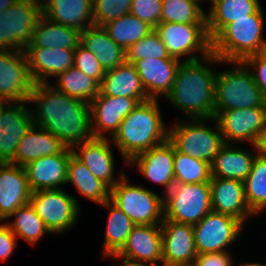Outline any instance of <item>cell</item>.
I'll list each match as a JSON object with an SVG mask.
<instances>
[{"mask_svg": "<svg viewBox=\"0 0 266 266\" xmlns=\"http://www.w3.org/2000/svg\"><path fill=\"white\" fill-rule=\"evenodd\" d=\"M25 1H32V2H36V3H41V0H25Z\"/></svg>", "mask_w": 266, "mask_h": 266, "instance_id": "54", "label": "cell"}, {"mask_svg": "<svg viewBox=\"0 0 266 266\" xmlns=\"http://www.w3.org/2000/svg\"><path fill=\"white\" fill-rule=\"evenodd\" d=\"M80 44L96 56L105 71L126 61V51L109 37L103 26L92 25L81 31Z\"/></svg>", "mask_w": 266, "mask_h": 266, "instance_id": "31", "label": "cell"}, {"mask_svg": "<svg viewBox=\"0 0 266 266\" xmlns=\"http://www.w3.org/2000/svg\"><path fill=\"white\" fill-rule=\"evenodd\" d=\"M174 177L175 183H209L211 167L209 163L192 158L174 148Z\"/></svg>", "mask_w": 266, "mask_h": 266, "instance_id": "40", "label": "cell"}, {"mask_svg": "<svg viewBox=\"0 0 266 266\" xmlns=\"http://www.w3.org/2000/svg\"><path fill=\"white\" fill-rule=\"evenodd\" d=\"M42 15L52 22L84 31L94 25L93 0H44Z\"/></svg>", "mask_w": 266, "mask_h": 266, "instance_id": "26", "label": "cell"}, {"mask_svg": "<svg viewBox=\"0 0 266 266\" xmlns=\"http://www.w3.org/2000/svg\"><path fill=\"white\" fill-rule=\"evenodd\" d=\"M211 3L206 12V27L212 40L226 25L235 19L249 18L256 13L261 4L259 0H209Z\"/></svg>", "mask_w": 266, "mask_h": 266, "instance_id": "29", "label": "cell"}, {"mask_svg": "<svg viewBox=\"0 0 266 266\" xmlns=\"http://www.w3.org/2000/svg\"><path fill=\"white\" fill-rule=\"evenodd\" d=\"M184 119L169 127L168 140L176 150L211 165L225 144L216 119ZM209 121L214 122L213 128H210Z\"/></svg>", "mask_w": 266, "mask_h": 266, "instance_id": "6", "label": "cell"}, {"mask_svg": "<svg viewBox=\"0 0 266 266\" xmlns=\"http://www.w3.org/2000/svg\"><path fill=\"white\" fill-rule=\"evenodd\" d=\"M231 68L219 71L215 80V115L219 111L266 107L251 70L243 61H225ZM232 64V65H231Z\"/></svg>", "mask_w": 266, "mask_h": 266, "instance_id": "5", "label": "cell"}, {"mask_svg": "<svg viewBox=\"0 0 266 266\" xmlns=\"http://www.w3.org/2000/svg\"><path fill=\"white\" fill-rule=\"evenodd\" d=\"M17 237L5 223H0V261H7L17 247Z\"/></svg>", "mask_w": 266, "mask_h": 266, "instance_id": "46", "label": "cell"}, {"mask_svg": "<svg viewBox=\"0 0 266 266\" xmlns=\"http://www.w3.org/2000/svg\"><path fill=\"white\" fill-rule=\"evenodd\" d=\"M17 0H0V13L11 7Z\"/></svg>", "mask_w": 266, "mask_h": 266, "instance_id": "50", "label": "cell"}, {"mask_svg": "<svg viewBox=\"0 0 266 266\" xmlns=\"http://www.w3.org/2000/svg\"><path fill=\"white\" fill-rule=\"evenodd\" d=\"M193 227L198 254L229 251L227 247L233 245L245 229V225L235 217L214 211Z\"/></svg>", "mask_w": 266, "mask_h": 266, "instance_id": "11", "label": "cell"}, {"mask_svg": "<svg viewBox=\"0 0 266 266\" xmlns=\"http://www.w3.org/2000/svg\"><path fill=\"white\" fill-rule=\"evenodd\" d=\"M216 119L226 144L241 141L254 145L258 135L266 128V107H253L219 111Z\"/></svg>", "mask_w": 266, "mask_h": 266, "instance_id": "14", "label": "cell"}, {"mask_svg": "<svg viewBox=\"0 0 266 266\" xmlns=\"http://www.w3.org/2000/svg\"><path fill=\"white\" fill-rule=\"evenodd\" d=\"M161 22L206 23L200 0H162Z\"/></svg>", "mask_w": 266, "mask_h": 266, "instance_id": "39", "label": "cell"}, {"mask_svg": "<svg viewBox=\"0 0 266 266\" xmlns=\"http://www.w3.org/2000/svg\"><path fill=\"white\" fill-rule=\"evenodd\" d=\"M3 28V50H25L30 44L34 27L42 16V4L17 0L0 13Z\"/></svg>", "mask_w": 266, "mask_h": 266, "instance_id": "12", "label": "cell"}, {"mask_svg": "<svg viewBox=\"0 0 266 266\" xmlns=\"http://www.w3.org/2000/svg\"><path fill=\"white\" fill-rule=\"evenodd\" d=\"M80 42L81 31L52 22L42 15L27 47L76 49Z\"/></svg>", "mask_w": 266, "mask_h": 266, "instance_id": "32", "label": "cell"}, {"mask_svg": "<svg viewBox=\"0 0 266 266\" xmlns=\"http://www.w3.org/2000/svg\"><path fill=\"white\" fill-rule=\"evenodd\" d=\"M146 58L176 59L168 54L164 43L155 29L126 50V61L129 63L134 64L137 60Z\"/></svg>", "mask_w": 266, "mask_h": 266, "instance_id": "41", "label": "cell"}, {"mask_svg": "<svg viewBox=\"0 0 266 266\" xmlns=\"http://www.w3.org/2000/svg\"><path fill=\"white\" fill-rule=\"evenodd\" d=\"M139 104L135 98L113 97L101 92L89 103L94 138L111 139L122 120Z\"/></svg>", "mask_w": 266, "mask_h": 266, "instance_id": "16", "label": "cell"}, {"mask_svg": "<svg viewBox=\"0 0 266 266\" xmlns=\"http://www.w3.org/2000/svg\"><path fill=\"white\" fill-rule=\"evenodd\" d=\"M109 37L125 51L154 28L132 14L123 15L103 25Z\"/></svg>", "mask_w": 266, "mask_h": 266, "instance_id": "37", "label": "cell"}, {"mask_svg": "<svg viewBox=\"0 0 266 266\" xmlns=\"http://www.w3.org/2000/svg\"><path fill=\"white\" fill-rule=\"evenodd\" d=\"M162 266H174L195 262L197 250L194 241L193 225L163 219Z\"/></svg>", "mask_w": 266, "mask_h": 266, "instance_id": "19", "label": "cell"}, {"mask_svg": "<svg viewBox=\"0 0 266 266\" xmlns=\"http://www.w3.org/2000/svg\"><path fill=\"white\" fill-rule=\"evenodd\" d=\"M245 198L250 210L260 215L266 210V159L256 156L249 175L245 178Z\"/></svg>", "mask_w": 266, "mask_h": 266, "instance_id": "38", "label": "cell"}, {"mask_svg": "<svg viewBox=\"0 0 266 266\" xmlns=\"http://www.w3.org/2000/svg\"><path fill=\"white\" fill-rule=\"evenodd\" d=\"M174 266H197V264L195 262H191V263H182V264H177Z\"/></svg>", "mask_w": 266, "mask_h": 266, "instance_id": "53", "label": "cell"}, {"mask_svg": "<svg viewBox=\"0 0 266 266\" xmlns=\"http://www.w3.org/2000/svg\"><path fill=\"white\" fill-rule=\"evenodd\" d=\"M29 104L34 125L44 128L66 147L94 138L91 130L89 104L58 91L50 83L34 84Z\"/></svg>", "mask_w": 266, "mask_h": 266, "instance_id": "1", "label": "cell"}, {"mask_svg": "<svg viewBox=\"0 0 266 266\" xmlns=\"http://www.w3.org/2000/svg\"><path fill=\"white\" fill-rule=\"evenodd\" d=\"M209 183L212 211L235 217L244 225L249 217H255L247 204L243 181L211 177Z\"/></svg>", "mask_w": 266, "mask_h": 266, "instance_id": "22", "label": "cell"}, {"mask_svg": "<svg viewBox=\"0 0 266 266\" xmlns=\"http://www.w3.org/2000/svg\"><path fill=\"white\" fill-rule=\"evenodd\" d=\"M243 62L251 70L253 79L266 103V51L247 56Z\"/></svg>", "mask_w": 266, "mask_h": 266, "instance_id": "45", "label": "cell"}, {"mask_svg": "<svg viewBox=\"0 0 266 266\" xmlns=\"http://www.w3.org/2000/svg\"><path fill=\"white\" fill-rule=\"evenodd\" d=\"M165 196L164 218L167 220L195 225L212 211L210 183H175Z\"/></svg>", "mask_w": 266, "mask_h": 266, "instance_id": "8", "label": "cell"}, {"mask_svg": "<svg viewBox=\"0 0 266 266\" xmlns=\"http://www.w3.org/2000/svg\"><path fill=\"white\" fill-rule=\"evenodd\" d=\"M72 154V148L66 147L61 153L41 157L23 166L31 192L62 189L60 185H66L67 165Z\"/></svg>", "mask_w": 266, "mask_h": 266, "instance_id": "20", "label": "cell"}, {"mask_svg": "<svg viewBox=\"0 0 266 266\" xmlns=\"http://www.w3.org/2000/svg\"><path fill=\"white\" fill-rule=\"evenodd\" d=\"M154 29L168 54L180 61H184V57L185 61L200 59L211 53L206 23L160 22Z\"/></svg>", "mask_w": 266, "mask_h": 266, "instance_id": "9", "label": "cell"}, {"mask_svg": "<svg viewBox=\"0 0 266 266\" xmlns=\"http://www.w3.org/2000/svg\"><path fill=\"white\" fill-rule=\"evenodd\" d=\"M162 0H132L129 13L155 28L161 22Z\"/></svg>", "mask_w": 266, "mask_h": 266, "instance_id": "44", "label": "cell"}, {"mask_svg": "<svg viewBox=\"0 0 266 266\" xmlns=\"http://www.w3.org/2000/svg\"><path fill=\"white\" fill-rule=\"evenodd\" d=\"M264 19L262 7L249 18L235 19L211 40V52L223 61H243L266 51Z\"/></svg>", "mask_w": 266, "mask_h": 266, "instance_id": "4", "label": "cell"}, {"mask_svg": "<svg viewBox=\"0 0 266 266\" xmlns=\"http://www.w3.org/2000/svg\"><path fill=\"white\" fill-rule=\"evenodd\" d=\"M73 184L76 191L90 201L103 204L110 200V188L101 180L97 179L73 154L67 165L66 184Z\"/></svg>", "mask_w": 266, "mask_h": 266, "instance_id": "33", "label": "cell"}, {"mask_svg": "<svg viewBox=\"0 0 266 266\" xmlns=\"http://www.w3.org/2000/svg\"><path fill=\"white\" fill-rule=\"evenodd\" d=\"M29 203L51 234L70 230L80 216L78 200L62 189L32 192Z\"/></svg>", "mask_w": 266, "mask_h": 266, "instance_id": "10", "label": "cell"}, {"mask_svg": "<svg viewBox=\"0 0 266 266\" xmlns=\"http://www.w3.org/2000/svg\"><path fill=\"white\" fill-rule=\"evenodd\" d=\"M27 103L0 101V163L13 164L20 141L34 124Z\"/></svg>", "mask_w": 266, "mask_h": 266, "instance_id": "15", "label": "cell"}, {"mask_svg": "<svg viewBox=\"0 0 266 266\" xmlns=\"http://www.w3.org/2000/svg\"><path fill=\"white\" fill-rule=\"evenodd\" d=\"M236 266H266V262L264 264L262 263H256V262H246V263H241V264H237Z\"/></svg>", "mask_w": 266, "mask_h": 266, "instance_id": "51", "label": "cell"}, {"mask_svg": "<svg viewBox=\"0 0 266 266\" xmlns=\"http://www.w3.org/2000/svg\"><path fill=\"white\" fill-rule=\"evenodd\" d=\"M212 63L225 65V61L211 52L200 59L181 61L176 69L173 86L165 99L174 109L186 115V119L215 116L214 91L217 71L212 70Z\"/></svg>", "mask_w": 266, "mask_h": 266, "instance_id": "2", "label": "cell"}, {"mask_svg": "<svg viewBox=\"0 0 266 266\" xmlns=\"http://www.w3.org/2000/svg\"><path fill=\"white\" fill-rule=\"evenodd\" d=\"M158 101L149 99L140 102L122 120L118 131L110 139L126 166L135 156L168 140L169 129L164 124Z\"/></svg>", "mask_w": 266, "mask_h": 266, "instance_id": "3", "label": "cell"}, {"mask_svg": "<svg viewBox=\"0 0 266 266\" xmlns=\"http://www.w3.org/2000/svg\"><path fill=\"white\" fill-rule=\"evenodd\" d=\"M110 258H116V260L119 259V261L121 260L122 262L114 265V266H151L149 264H146V263H141V262H134V261H130V260H127V259H124L122 257H114V255L112 256H109Z\"/></svg>", "mask_w": 266, "mask_h": 266, "instance_id": "49", "label": "cell"}, {"mask_svg": "<svg viewBox=\"0 0 266 266\" xmlns=\"http://www.w3.org/2000/svg\"><path fill=\"white\" fill-rule=\"evenodd\" d=\"M34 84L25 51L0 49V101H28Z\"/></svg>", "mask_w": 266, "mask_h": 266, "instance_id": "13", "label": "cell"}, {"mask_svg": "<svg viewBox=\"0 0 266 266\" xmlns=\"http://www.w3.org/2000/svg\"><path fill=\"white\" fill-rule=\"evenodd\" d=\"M114 257L162 266L161 224L135 225L123 248ZM159 263V264H158Z\"/></svg>", "mask_w": 266, "mask_h": 266, "instance_id": "17", "label": "cell"}, {"mask_svg": "<svg viewBox=\"0 0 266 266\" xmlns=\"http://www.w3.org/2000/svg\"><path fill=\"white\" fill-rule=\"evenodd\" d=\"M100 92L113 97L135 98L139 103L149 100L134 64L127 61L105 71Z\"/></svg>", "mask_w": 266, "mask_h": 266, "instance_id": "27", "label": "cell"}, {"mask_svg": "<svg viewBox=\"0 0 266 266\" xmlns=\"http://www.w3.org/2000/svg\"><path fill=\"white\" fill-rule=\"evenodd\" d=\"M74 67L95 79L99 84L105 75V70L101 67L96 56L81 44L74 50Z\"/></svg>", "mask_w": 266, "mask_h": 266, "instance_id": "43", "label": "cell"}, {"mask_svg": "<svg viewBox=\"0 0 266 266\" xmlns=\"http://www.w3.org/2000/svg\"><path fill=\"white\" fill-rule=\"evenodd\" d=\"M0 49L3 50V28H2L1 16H0Z\"/></svg>", "mask_w": 266, "mask_h": 266, "instance_id": "52", "label": "cell"}, {"mask_svg": "<svg viewBox=\"0 0 266 266\" xmlns=\"http://www.w3.org/2000/svg\"><path fill=\"white\" fill-rule=\"evenodd\" d=\"M234 260L229 251L218 253L197 254V266H234Z\"/></svg>", "mask_w": 266, "mask_h": 266, "instance_id": "47", "label": "cell"}, {"mask_svg": "<svg viewBox=\"0 0 266 266\" xmlns=\"http://www.w3.org/2000/svg\"><path fill=\"white\" fill-rule=\"evenodd\" d=\"M55 79L58 91L88 104L100 93V84L74 66Z\"/></svg>", "mask_w": 266, "mask_h": 266, "instance_id": "36", "label": "cell"}, {"mask_svg": "<svg viewBox=\"0 0 266 266\" xmlns=\"http://www.w3.org/2000/svg\"><path fill=\"white\" fill-rule=\"evenodd\" d=\"M11 218H14L11 223L6 222L10 230L17 238L23 239L32 246L37 244L45 234H51L30 203L17 208L7 220Z\"/></svg>", "mask_w": 266, "mask_h": 266, "instance_id": "35", "label": "cell"}, {"mask_svg": "<svg viewBox=\"0 0 266 266\" xmlns=\"http://www.w3.org/2000/svg\"><path fill=\"white\" fill-rule=\"evenodd\" d=\"M180 62L178 59L146 58L134 63L149 99L166 98L173 86Z\"/></svg>", "mask_w": 266, "mask_h": 266, "instance_id": "25", "label": "cell"}, {"mask_svg": "<svg viewBox=\"0 0 266 266\" xmlns=\"http://www.w3.org/2000/svg\"><path fill=\"white\" fill-rule=\"evenodd\" d=\"M132 0H93L94 25L103 26L109 21L129 14Z\"/></svg>", "mask_w": 266, "mask_h": 266, "instance_id": "42", "label": "cell"}, {"mask_svg": "<svg viewBox=\"0 0 266 266\" xmlns=\"http://www.w3.org/2000/svg\"><path fill=\"white\" fill-rule=\"evenodd\" d=\"M78 149V150H77ZM73 155L80 160L89 171L110 189L126 174L124 172L116 178L115 158L111 148V140L92 138L72 148Z\"/></svg>", "mask_w": 266, "mask_h": 266, "instance_id": "18", "label": "cell"}, {"mask_svg": "<svg viewBox=\"0 0 266 266\" xmlns=\"http://www.w3.org/2000/svg\"><path fill=\"white\" fill-rule=\"evenodd\" d=\"M128 180L125 174L110 189V201L135 225L161 224L164 219V196L143 185L131 184Z\"/></svg>", "mask_w": 266, "mask_h": 266, "instance_id": "7", "label": "cell"}, {"mask_svg": "<svg viewBox=\"0 0 266 266\" xmlns=\"http://www.w3.org/2000/svg\"><path fill=\"white\" fill-rule=\"evenodd\" d=\"M66 146L44 128L32 125L20 141L13 164L25 166L41 157L61 153Z\"/></svg>", "mask_w": 266, "mask_h": 266, "instance_id": "28", "label": "cell"}, {"mask_svg": "<svg viewBox=\"0 0 266 266\" xmlns=\"http://www.w3.org/2000/svg\"><path fill=\"white\" fill-rule=\"evenodd\" d=\"M31 190L23 166L0 163V222L29 203Z\"/></svg>", "mask_w": 266, "mask_h": 266, "instance_id": "23", "label": "cell"}, {"mask_svg": "<svg viewBox=\"0 0 266 266\" xmlns=\"http://www.w3.org/2000/svg\"><path fill=\"white\" fill-rule=\"evenodd\" d=\"M253 147L258 156L266 159V128L258 135Z\"/></svg>", "mask_w": 266, "mask_h": 266, "instance_id": "48", "label": "cell"}, {"mask_svg": "<svg viewBox=\"0 0 266 266\" xmlns=\"http://www.w3.org/2000/svg\"><path fill=\"white\" fill-rule=\"evenodd\" d=\"M132 165L138 167L146 180L164 187V194L175 184L174 146L169 140L135 156L128 162L129 167Z\"/></svg>", "mask_w": 266, "mask_h": 266, "instance_id": "21", "label": "cell"}, {"mask_svg": "<svg viewBox=\"0 0 266 266\" xmlns=\"http://www.w3.org/2000/svg\"><path fill=\"white\" fill-rule=\"evenodd\" d=\"M236 144H224L211 163V177L244 181L249 175L256 151L249 152Z\"/></svg>", "mask_w": 266, "mask_h": 266, "instance_id": "30", "label": "cell"}, {"mask_svg": "<svg viewBox=\"0 0 266 266\" xmlns=\"http://www.w3.org/2000/svg\"><path fill=\"white\" fill-rule=\"evenodd\" d=\"M108 209L107 225L103 240V257L116 255L125 245L127 238L135 224L132 220L110 200L101 204Z\"/></svg>", "mask_w": 266, "mask_h": 266, "instance_id": "34", "label": "cell"}, {"mask_svg": "<svg viewBox=\"0 0 266 266\" xmlns=\"http://www.w3.org/2000/svg\"><path fill=\"white\" fill-rule=\"evenodd\" d=\"M74 50L66 48L26 47L29 73L35 84L49 83L74 66Z\"/></svg>", "mask_w": 266, "mask_h": 266, "instance_id": "24", "label": "cell"}]
</instances>
